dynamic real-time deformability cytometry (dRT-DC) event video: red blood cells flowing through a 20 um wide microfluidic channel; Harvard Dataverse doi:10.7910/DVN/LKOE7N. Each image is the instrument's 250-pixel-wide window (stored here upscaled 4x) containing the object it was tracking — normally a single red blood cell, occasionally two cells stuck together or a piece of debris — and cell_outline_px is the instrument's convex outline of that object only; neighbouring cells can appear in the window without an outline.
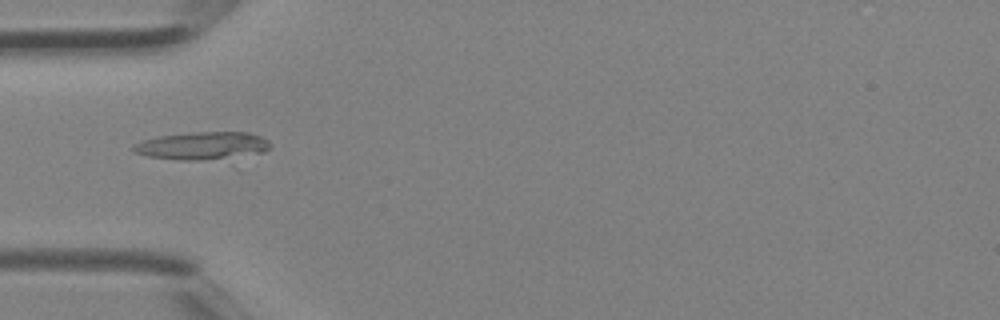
{"species": "Egyptian fruit bat (a non-hibernating species)", "species_latin": "Rousettus aegyptiacus", "temperature_condition": "room temperature", "stored_images_in_passage": 28, "camera_frame_rate_fps": 3000, "um_per_image_px": 0.085, "animal": {"sex": "female"}, "frame": {"image": 1, "passage_image": 1, "time_ms": 0.0, "image_size_px": [1000, 320], "cell_outline_px": [[272, 148], [264, 152], [200, 160], [180, 160], [148, 156], [136, 152], [132, 148], [132, 144], [156, 136], [196, 132], [248, 132], [260, 136], [268, 140], [272, 144]], "centroid_in_image_um": [17.21, 12.37], "position_along_channel_um": 67.8, "area_um2": 21.85}}
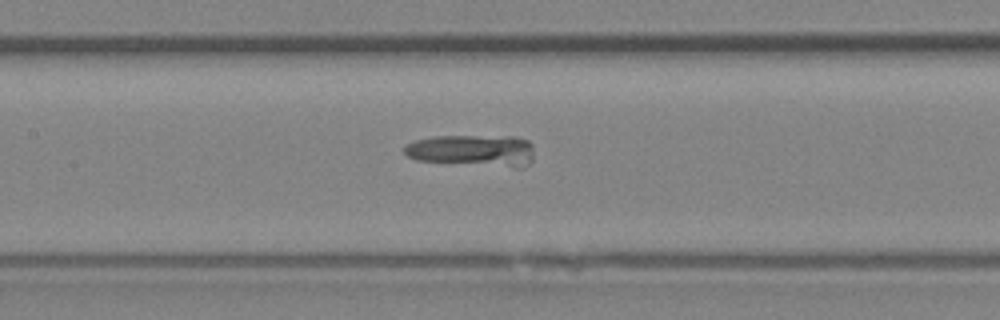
{"frame": {"image": 2, "passage_image": 7, "time_ms": 2.0, "image_size_px": [1000, 320], "cell_outline_px": [[532, 160], [528, 164], [520, 168], [512, 168], [416, 160], [408, 156], [404, 152], [404, 148], [408, 144], [416, 140], [432, 136], [512, 136], [528, 140], [532, 144]], "centroid_in_image_um": [40.2, 12.8], "position_along_channel_um": 167.2, "area_um2": 24.28}}
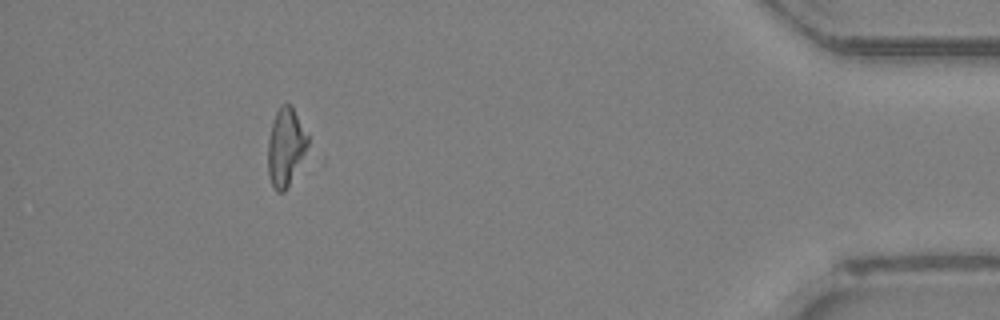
{"frame": {"image": 3, "passage_image": 25, "time_ms": 8.0, "image_size_px": [1000, 320], "cell_outline_px": [[308, 152], [284, 192], [276, 192], [272, 188], [268, 176], [268, 140], [272, 124], [276, 112], [280, 104], [288, 104], [292, 108], [308, 136]], "centroid_in_image_um": [24.28, 12.56], "position_along_channel_um": 410.9, "area_um2": 18.15}}